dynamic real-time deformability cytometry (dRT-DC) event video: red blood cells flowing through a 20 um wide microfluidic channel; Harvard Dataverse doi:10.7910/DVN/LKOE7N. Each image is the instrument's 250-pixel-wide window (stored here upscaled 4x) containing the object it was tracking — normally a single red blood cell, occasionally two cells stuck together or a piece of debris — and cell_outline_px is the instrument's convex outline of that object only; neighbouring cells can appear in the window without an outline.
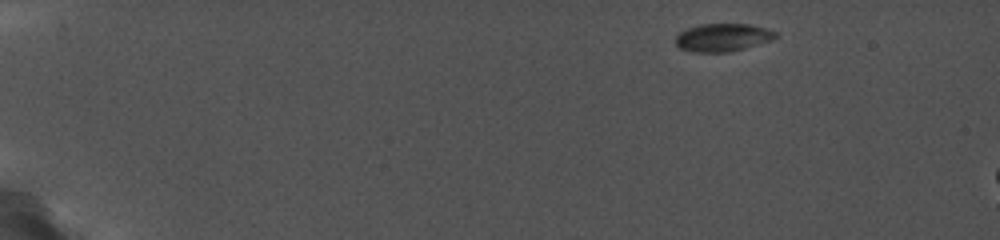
{"species": "common noctule bat (a hibernating species)", "species_latin": "Nyctalus noctula", "temperature_condition": "cold", "stored_images_in_passage": 4, "camera_frame_rate_fps": 5000, "um_per_image_px": 0.085, "animal": {"sex": "female", "body_mass_g": 19.0, "forearm_length_mm": 56.7}, "frame": {"image": 1, "passage_image": 1, "time_ms": 0.0, "image_size_px": [1000, 240], "cell_outline_px": [[780, 36], [772, 40], [744, 48], [728, 52], [692, 52], [680, 48], [676, 44], [676, 36], [680, 32], [688, 28], [700, 24], [748, 24], [768, 28], [776, 32]], "centroid_in_image_um": [61.46, 3.18], "position_along_channel_um": 23.5, "area_um2": 16.3}}